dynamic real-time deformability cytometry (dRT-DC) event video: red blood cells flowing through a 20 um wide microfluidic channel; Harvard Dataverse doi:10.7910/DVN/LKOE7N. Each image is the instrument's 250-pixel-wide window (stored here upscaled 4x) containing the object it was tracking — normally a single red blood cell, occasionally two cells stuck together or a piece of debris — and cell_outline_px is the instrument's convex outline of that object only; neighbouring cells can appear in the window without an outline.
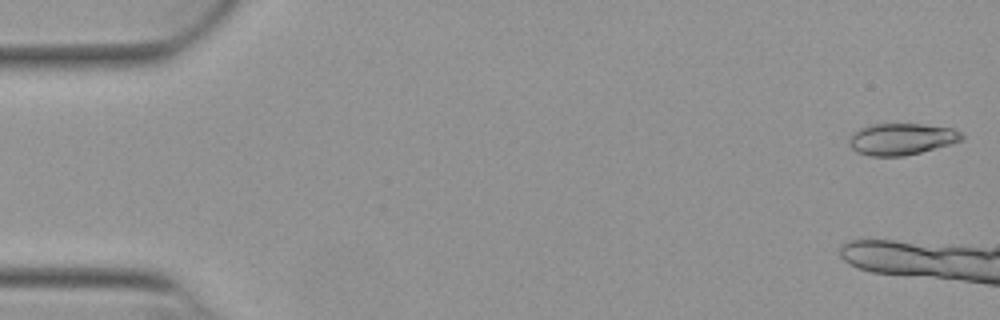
{"species": "Egyptian fruit bat (a non-hibernating species)", "species_latin": "Rousettus aegyptiacus", "temperature_condition": "warm", "stored_images_in_passage": 6, "camera_frame_rate_fps": 3000, "um_per_image_px": 0.085, "animal": {"sex": "female"}, "frame": {"image": 1, "passage_image": 1, "time_ms": 0.0, "image_size_px": [1000, 320], "cell_outline_px": [[964, 140], [952, 144], [904, 156], [868, 156], [856, 152], [848, 144], [848, 140], [852, 132], [860, 128], [872, 124], [924, 124], [952, 128], [960, 132], [964, 136]], "centroid_in_image_um": [76.62, 11.82], "position_along_channel_um": 8.4, "area_um2": 20.98}}